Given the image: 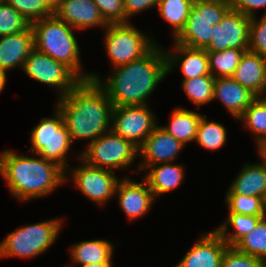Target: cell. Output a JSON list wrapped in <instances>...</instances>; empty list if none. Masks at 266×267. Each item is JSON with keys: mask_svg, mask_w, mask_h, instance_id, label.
Masks as SVG:
<instances>
[{"mask_svg": "<svg viewBox=\"0 0 266 267\" xmlns=\"http://www.w3.org/2000/svg\"><path fill=\"white\" fill-rule=\"evenodd\" d=\"M30 24L54 15V8L47 0H6Z\"/></svg>", "mask_w": 266, "mask_h": 267, "instance_id": "d6a6232c", "label": "cell"}, {"mask_svg": "<svg viewBox=\"0 0 266 267\" xmlns=\"http://www.w3.org/2000/svg\"><path fill=\"white\" fill-rule=\"evenodd\" d=\"M124 10L126 16V23H130L128 20L130 17L140 14L146 9L149 10L154 6H158L160 0H123Z\"/></svg>", "mask_w": 266, "mask_h": 267, "instance_id": "f35d334b", "label": "cell"}, {"mask_svg": "<svg viewBox=\"0 0 266 267\" xmlns=\"http://www.w3.org/2000/svg\"><path fill=\"white\" fill-rule=\"evenodd\" d=\"M3 2H6V0H0V4L3 3Z\"/></svg>", "mask_w": 266, "mask_h": 267, "instance_id": "c3c4849f", "label": "cell"}, {"mask_svg": "<svg viewBox=\"0 0 266 267\" xmlns=\"http://www.w3.org/2000/svg\"><path fill=\"white\" fill-rule=\"evenodd\" d=\"M221 267H266V261L239 252L235 247H227Z\"/></svg>", "mask_w": 266, "mask_h": 267, "instance_id": "8d00e7d4", "label": "cell"}, {"mask_svg": "<svg viewBox=\"0 0 266 267\" xmlns=\"http://www.w3.org/2000/svg\"><path fill=\"white\" fill-rule=\"evenodd\" d=\"M231 77L256 96H263L266 89V57L249 50L244 52Z\"/></svg>", "mask_w": 266, "mask_h": 267, "instance_id": "44dd1931", "label": "cell"}, {"mask_svg": "<svg viewBox=\"0 0 266 267\" xmlns=\"http://www.w3.org/2000/svg\"><path fill=\"white\" fill-rule=\"evenodd\" d=\"M266 191V162L244 163L226 194L263 197Z\"/></svg>", "mask_w": 266, "mask_h": 267, "instance_id": "603a6c76", "label": "cell"}, {"mask_svg": "<svg viewBox=\"0 0 266 267\" xmlns=\"http://www.w3.org/2000/svg\"><path fill=\"white\" fill-rule=\"evenodd\" d=\"M173 45V52L165 50L168 74L173 71L174 66H178L181 69L184 76L183 79L210 74L209 57L205 49L189 48L176 42Z\"/></svg>", "mask_w": 266, "mask_h": 267, "instance_id": "ac0fdd59", "label": "cell"}, {"mask_svg": "<svg viewBox=\"0 0 266 267\" xmlns=\"http://www.w3.org/2000/svg\"><path fill=\"white\" fill-rule=\"evenodd\" d=\"M196 1H222L226 3H232V0H193V2H196Z\"/></svg>", "mask_w": 266, "mask_h": 267, "instance_id": "bcb514c9", "label": "cell"}, {"mask_svg": "<svg viewBox=\"0 0 266 267\" xmlns=\"http://www.w3.org/2000/svg\"><path fill=\"white\" fill-rule=\"evenodd\" d=\"M260 159L266 162V140H264L259 146H257Z\"/></svg>", "mask_w": 266, "mask_h": 267, "instance_id": "60d3db41", "label": "cell"}, {"mask_svg": "<svg viewBox=\"0 0 266 267\" xmlns=\"http://www.w3.org/2000/svg\"><path fill=\"white\" fill-rule=\"evenodd\" d=\"M168 75L165 49L158 43L144 56L128 64L114 67L103 80L96 73L90 80L105 90L113 106L147 105L148 97ZM103 81V82H102Z\"/></svg>", "mask_w": 266, "mask_h": 267, "instance_id": "6da1fadb", "label": "cell"}, {"mask_svg": "<svg viewBox=\"0 0 266 267\" xmlns=\"http://www.w3.org/2000/svg\"><path fill=\"white\" fill-rule=\"evenodd\" d=\"M61 0H47V2L53 7L55 8Z\"/></svg>", "mask_w": 266, "mask_h": 267, "instance_id": "f6af8a7d", "label": "cell"}, {"mask_svg": "<svg viewBox=\"0 0 266 267\" xmlns=\"http://www.w3.org/2000/svg\"><path fill=\"white\" fill-rule=\"evenodd\" d=\"M262 208H263L264 214L266 216V191L262 197Z\"/></svg>", "mask_w": 266, "mask_h": 267, "instance_id": "ee69618b", "label": "cell"}, {"mask_svg": "<svg viewBox=\"0 0 266 267\" xmlns=\"http://www.w3.org/2000/svg\"><path fill=\"white\" fill-rule=\"evenodd\" d=\"M104 35V48L114 67L141 58L157 44L131 23L109 24Z\"/></svg>", "mask_w": 266, "mask_h": 267, "instance_id": "ba28073f", "label": "cell"}, {"mask_svg": "<svg viewBox=\"0 0 266 267\" xmlns=\"http://www.w3.org/2000/svg\"><path fill=\"white\" fill-rule=\"evenodd\" d=\"M63 222V218L48 219L16 229L0 243V259L33 258L44 254L60 235Z\"/></svg>", "mask_w": 266, "mask_h": 267, "instance_id": "5b68a950", "label": "cell"}, {"mask_svg": "<svg viewBox=\"0 0 266 267\" xmlns=\"http://www.w3.org/2000/svg\"><path fill=\"white\" fill-rule=\"evenodd\" d=\"M184 147L181 141L158 125L138 148L141 162L137 165V170H132V172L138 174L140 170H146L149 166L172 163Z\"/></svg>", "mask_w": 266, "mask_h": 267, "instance_id": "5bb4252c", "label": "cell"}, {"mask_svg": "<svg viewBox=\"0 0 266 267\" xmlns=\"http://www.w3.org/2000/svg\"><path fill=\"white\" fill-rule=\"evenodd\" d=\"M238 120L244 122L247 131H251L255 136L254 142L259 146L266 140V98L257 96Z\"/></svg>", "mask_w": 266, "mask_h": 267, "instance_id": "4316f807", "label": "cell"}, {"mask_svg": "<svg viewBox=\"0 0 266 267\" xmlns=\"http://www.w3.org/2000/svg\"><path fill=\"white\" fill-rule=\"evenodd\" d=\"M30 135L31 148L27 153L31 151L32 154L54 161L65 171L72 168L66 158L73 142L57 107L52 117L40 119Z\"/></svg>", "mask_w": 266, "mask_h": 267, "instance_id": "8992f818", "label": "cell"}, {"mask_svg": "<svg viewBox=\"0 0 266 267\" xmlns=\"http://www.w3.org/2000/svg\"><path fill=\"white\" fill-rule=\"evenodd\" d=\"M80 267H113L112 263H92V264H86Z\"/></svg>", "mask_w": 266, "mask_h": 267, "instance_id": "b9f144b4", "label": "cell"}, {"mask_svg": "<svg viewBox=\"0 0 266 267\" xmlns=\"http://www.w3.org/2000/svg\"><path fill=\"white\" fill-rule=\"evenodd\" d=\"M31 28L37 51L64 63L82 80H90L91 73L81 72L80 48L72 26L54 14L31 23Z\"/></svg>", "mask_w": 266, "mask_h": 267, "instance_id": "277c9868", "label": "cell"}, {"mask_svg": "<svg viewBox=\"0 0 266 267\" xmlns=\"http://www.w3.org/2000/svg\"><path fill=\"white\" fill-rule=\"evenodd\" d=\"M54 14L75 30L94 26L105 29L109 25L93 0H61L54 8Z\"/></svg>", "mask_w": 266, "mask_h": 267, "instance_id": "e0dca14e", "label": "cell"}, {"mask_svg": "<svg viewBox=\"0 0 266 267\" xmlns=\"http://www.w3.org/2000/svg\"><path fill=\"white\" fill-rule=\"evenodd\" d=\"M145 171L147 172L144 179L147 181L155 199L160 197V194L169 193L178 188L185 175L183 165L174 162L149 166Z\"/></svg>", "mask_w": 266, "mask_h": 267, "instance_id": "7402d4cb", "label": "cell"}, {"mask_svg": "<svg viewBox=\"0 0 266 267\" xmlns=\"http://www.w3.org/2000/svg\"><path fill=\"white\" fill-rule=\"evenodd\" d=\"M201 117L198 112L178 107L171 113L170 123L160 127L187 146L195 141Z\"/></svg>", "mask_w": 266, "mask_h": 267, "instance_id": "d4e9b609", "label": "cell"}, {"mask_svg": "<svg viewBox=\"0 0 266 267\" xmlns=\"http://www.w3.org/2000/svg\"><path fill=\"white\" fill-rule=\"evenodd\" d=\"M34 49L31 26L23 32L0 37V70L7 76L11 69L18 66L21 69Z\"/></svg>", "mask_w": 266, "mask_h": 267, "instance_id": "d6986e66", "label": "cell"}, {"mask_svg": "<svg viewBox=\"0 0 266 267\" xmlns=\"http://www.w3.org/2000/svg\"><path fill=\"white\" fill-rule=\"evenodd\" d=\"M213 101L220 100L230 115L237 120L257 97L232 77L215 78Z\"/></svg>", "mask_w": 266, "mask_h": 267, "instance_id": "ffe728a7", "label": "cell"}, {"mask_svg": "<svg viewBox=\"0 0 266 267\" xmlns=\"http://www.w3.org/2000/svg\"><path fill=\"white\" fill-rule=\"evenodd\" d=\"M250 20L251 17L231 8L222 22L213 26L212 39L205 50L218 52L236 48L248 51Z\"/></svg>", "mask_w": 266, "mask_h": 267, "instance_id": "4fadbf2b", "label": "cell"}, {"mask_svg": "<svg viewBox=\"0 0 266 267\" xmlns=\"http://www.w3.org/2000/svg\"><path fill=\"white\" fill-rule=\"evenodd\" d=\"M244 52V50L236 48H229L218 52H208L210 73L215 78L231 77Z\"/></svg>", "mask_w": 266, "mask_h": 267, "instance_id": "f546056e", "label": "cell"}, {"mask_svg": "<svg viewBox=\"0 0 266 267\" xmlns=\"http://www.w3.org/2000/svg\"><path fill=\"white\" fill-rule=\"evenodd\" d=\"M115 196L119 199V207L125 213L128 221L146 215L156 201L144 178L140 183L128 179V177L122 178L118 182Z\"/></svg>", "mask_w": 266, "mask_h": 267, "instance_id": "9a60e30c", "label": "cell"}, {"mask_svg": "<svg viewBox=\"0 0 266 267\" xmlns=\"http://www.w3.org/2000/svg\"><path fill=\"white\" fill-rule=\"evenodd\" d=\"M114 245L108 240H84L70 247L73 264L65 267H79L92 263H112Z\"/></svg>", "mask_w": 266, "mask_h": 267, "instance_id": "cb8c5ba5", "label": "cell"}, {"mask_svg": "<svg viewBox=\"0 0 266 267\" xmlns=\"http://www.w3.org/2000/svg\"><path fill=\"white\" fill-rule=\"evenodd\" d=\"M232 9L241 12L242 14L254 17L256 9L266 7V0H232ZM263 15H266V11Z\"/></svg>", "mask_w": 266, "mask_h": 267, "instance_id": "ab89813d", "label": "cell"}, {"mask_svg": "<svg viewBox=\"0 0 266 267\" xmlns=\"http://www.w3.org/2000/svg\"><path fill=\"white\" fill-rule=\"evenodd\" d=\"M264 98H266V89H265V92H264V95H263Z\"/></svg>", "mask_w": 266, "mask_h": 267, "instance_id": "7dc6e473", "label": "cell"}, {"mask_svg": "<svg viewBox=\"0 0 266 267\" xmlns=\"http://www.w3.org/2000/svg\"><path fill=\"white\" fill-rule=\"evenodd\" d=\"M206 118V115H202L194 142L207 150H218L227 141L226 128L221 123Z\"/></svg>", "mask_w": 266, "mask_h": 267, "instance_id": "4dcf8cb0", "label": "cell"}, {"mask_svg": "<svg viewBox=\"0 0 266 267\" xmlns=\"http://www.w3.org/2000/svg\"><path fill=\"white\" fill-rule=\"evenodd\" d=\"M231 8V3L222 1L193 2L184 28L173 41L189 48L205 49L212 39L213 26L221 23Z\"/></svg>", "mask_w": 266, "mask_h": 267, "instance_id": "52a82bcc", "label": "cell"}, {"mask_svg": "<svg viewBox=\"0 0 266 267\" xmlns=\"http://www.w3.org/2000/svg\"><path fill=\"white\" fill-rule=\"evenodd\" d=\"M60 110L73 143H91L111 130L113 105L105 90L93 80H82L67 95L58 98Z\"/></svg>", "mask_w": 266, "mask_h": 267, "instance_id": "7a4b0ae2", "label": "cell"}, {"mask_svg": "<svg viewBox=\"0 0 266 267\" xmlns=\"http://www.w3.org/2000/svg\"><path fill=\"white\" fill-rule=\"evenodd\" d=\"M265 216H250L228 212V217L216 231L221 235L228 247H234L246 234H248L261 218ZM232 227L234 232H228Z\"/></svg>", "mask_w": 266, "mask_h": 267, "instance_id": "484cf974", "label": "cell"}, {"mask_svg": "<svg viewBox=\"0 0 266 267\" xmlns=\"http://www.w3.org/2000/svg\"><path fill=\"white\" fill-rule=\"evenodd\" d=\"M215 77L210 73L191 79H182V87L186 96L200 108L213 101Z\"/></svg>", "mask_w": 266, "mask_h": 267, "instance_id": "f1b7e54d", "label": "cell"}, {"mask_svg": "<svg viewBox=\"0 0 266 267\" xmlns=\"http://www.w3.org/2000/svg\"><path fill=\"white\" fill-rule=\"evenodd\" d=\"M193 0H160L157 8L162 18L171 24L173 39L184 28Z\"/></svg>", "mask_w": 266, "mask_h": 267, "instance_id": "83f0119b", "label": "cell"}, {"mask_svg": "<svg viewBox=\"0 0 266 267\" xmlns=\"http://www.w3.org/2000/svg\"><path fill=\"white\" fill-rule=\"evenodd\" d=\"M22 70L33 80L56 88L59 96L67 95L82 79L64 63L34 49L26 58Z\"/></svg>", "mask_w": 266, "mask_h": 267, "instance_id": "30bf717a", "label": "cell"}, {"mask_svg": "<svg viewBox=\"0 0 266 267\" xmlns=\"http://www.w3.org/2000/svg\"><path fill=\"white\" fill-rule=\"evenodd\" d=\"M6 80H7V76L0 70V93L5 88Z\"/></svg>", "mask_w": 266, "mask_h": 267, "instance_id": "7bdbcfd3", "label": "cell"}, {"mask_svg": "<svg viewBox=\"0 0 266 267\" xmlns=\"http://www.w3.org/2000/svg\"><path fill=\"white\" fill-rule=\"evenodd\" d=\"M156 121L148 104L113 106L111 130L139 148L158 126Z\"/></svg>", "mask_w": 266, "mask_h": 267, "instance_id": "7c38bea8", "label": "cell"}, {"mask_svg": "<svg viewBox=\"0 0 266 267\" xmlns=\"http://www.w3.org/2000/svg\"><path fill=\"white\" fill-rule=\"evenodd\" d=\"M174 267H221L228 245L214 229L203 234Z\"/></svg>", "mask_w": 266, "mask_h": 267, "instance_id": "2e32d148", "label": "cell"}, {"mask_svg": "<svg viewBox=\"0 0 266 267\" xmlns=\"http://www.w3.org/2000/svg\"><path fill=\"white\" fill-rule=\"evenodd\" d=\"M234 247L239 252L266 261V216L261 218Z\"/></svg>", "mask_w": 266, "mask_h": 267, "instance_id": "1f68e13d", "label": "cell"}, {"mask_svg": "<svg viewBox=\"0 0 266 267\" xmlns=\"http://www.w3.org/2000/svg\"><path fill=\"white\" fill-rule=\"evenodd\" d=\"M137 156L138 147L112 130L88 143L80 154V158L87 164L113 172L130 167Z\"/></svg>", "mask_w": 266, "mask_h": 267, "instance_id": "9c48e42d", "label": "cell"}, {"mask_svg": "<svg viewBox=\"0 0 266 267\" xmlns=\"http://www.w3.org/2000/svg\"><path fill=\"white\" fill-rule=\"evenodd\" d=\"M78 158L81 165L72 168L69 175L65 172V182L73 180L75 188L81 194L86 196L87 199L89 198L90 201L104 206L105 203L115 197L120 180L115 172L89 165L80 158V155Z\"/></svg>", "mask_w": 266, "mask_h": 267, "instance_id": "8fae6325", "label": "cell"}, {"mask_svg": "<svg viewBox=\"0 0 266 267\" xmlns=\"http://www.w3.org/2000/svg\"><path fill=\"white\" fill-rule=\"evenodd\" d=\"M31 24L7 2L0 4V37L27 30Z\"/></svg>", "mask_w": 266, "mask_h": 267, "instance_id": "e575fe53", "label": "cell"}, {"mask_svg": "<svg viewBox=\"0 0 266 267\" xmlns=\"http://www.w3.org/2000/svg\"><path fill=\"white\" fill-rule=\"evenodd\" d=\"M225 204L228 206L229 212L250 216H265L261 197L226 194Z\"/></svg>", "mask_w": 266, "mask_h": 267, "instance_id": "836d02e7", "label": "cell"}, {"mask_svg": "<svg viewBox=\"0 0 266 267\" xmlns=\"http://www.w3.org/2000/svg\"><path fill=\"white\" fill-rule=\"evenodd\" d=\"M109 24L126 23L123 0H93Z\"/></svg>", "mask_w": 266, "mask_h": 267, "instance_id": "74e56055", "label": "cell"}, {"mask_svg": "<svg viewBox=\"0 0 266 267\" xmlns=\"http://www.w3.org/2000/svg\"><path fill=\"white\" fill-rule=\"evenodd\" d=\"M36 156L38 158L8 149L0 153V175L18 201L40 199L66 183V171L62 167L54 161Z\"/></svg>", "mask_w": 266, "mask_h": 267, "instance_id": "3957f363", "label": "cell"}, {"mask_svg": "<svg viewBox=\"0 0 266 267\" xmlns=\"http://www.w3.org/2000/svg\"><path fill=\"white\" fill-rule=\"evenodd\" d=\"M257 18L254 16L250 20L248 50L266 57V15Z\"/></svg>", "mask_w": 266, "mask_h": 267, "instance_id": "d590c367", "label": "cell"}]
</instances>
